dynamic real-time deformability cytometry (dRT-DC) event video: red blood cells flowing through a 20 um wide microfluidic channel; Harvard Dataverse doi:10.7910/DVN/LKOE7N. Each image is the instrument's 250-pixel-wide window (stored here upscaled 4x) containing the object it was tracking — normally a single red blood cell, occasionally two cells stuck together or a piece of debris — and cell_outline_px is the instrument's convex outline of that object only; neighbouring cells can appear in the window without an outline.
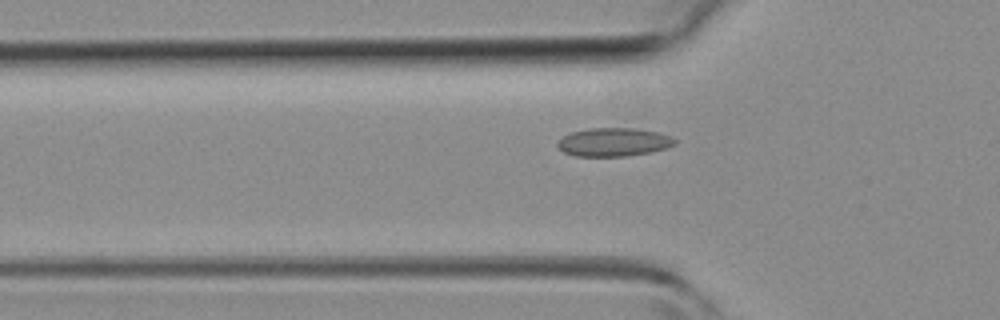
{"species": "common noctule bat (a hibernating species)", "species_latin": "Nyctalus noctula", "temperature_condition": "room temperature", "stored_images_in_passage": 28, "camera_frame_rate_fps": 3000, "um_per_image_px": 0.085, "animal": {"sex": "female", "body_mass_g": 19.3, "forearm_length_mm": 54.1}, "frame": {"image": 1, "passage_image": 4, "time_ms": 1.0, "image_size_px": [1000, 320], "cell_outline_px": [[676, 144], [668, 148], [652, 152], [624, 156], [576, 156], [564, 152], [556, 144], [564, 136], [572, 132], [592, 128], [632, 128], [656, 132], [672, 136], [676, 140]], "centroid_in_image_um": [52.21, 12.08], "position_along_channel_um": 73.6, "area_um2": 19.31}}
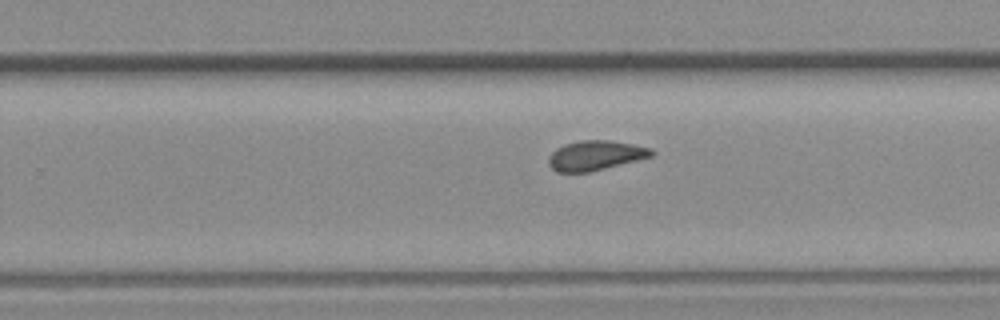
{"frame": {"image": 2, "passage_image": 17, "time_ms": 5.333, "image_size_px": [1000, 320], "cell_outline_px": [[656, 152], [652, 156], [588, 172], [556, 172], [548, 164], [548, 156], [556, 148], [564, 144], [580, 140], [612, 140], [652, 148]], "centroid_in_image_um": [50.59, 13.2], "position_along_channel_um": 279.2, "area_um2": 17.8}}
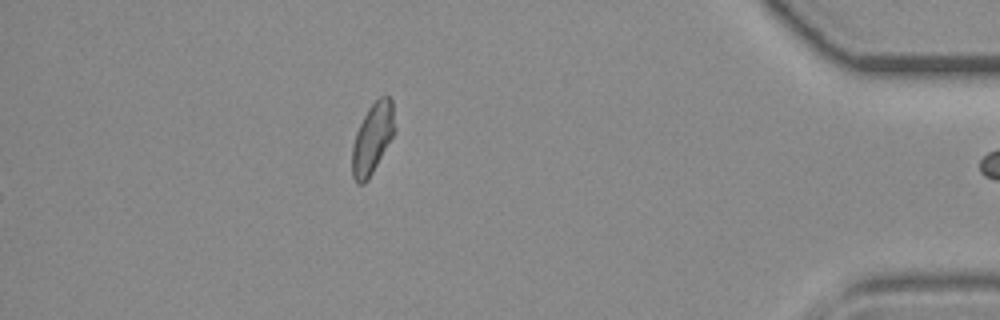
{"frame": {"image": 3, "passage_image": 28, "time_ms": 9.0, "image_size_px": [1000, 320], "cell_outline_px": [[392, 136], [368, 180], [364, 184], [356, 184], [352, 176], [352, 148], [356, 132], [368, 108], [380, 96], [388, 96], [392, 100]], "centroid_in_image_um": [31.6, 11.81], "position_along_channel_um": 403.6, "area_um2": 16.82}}